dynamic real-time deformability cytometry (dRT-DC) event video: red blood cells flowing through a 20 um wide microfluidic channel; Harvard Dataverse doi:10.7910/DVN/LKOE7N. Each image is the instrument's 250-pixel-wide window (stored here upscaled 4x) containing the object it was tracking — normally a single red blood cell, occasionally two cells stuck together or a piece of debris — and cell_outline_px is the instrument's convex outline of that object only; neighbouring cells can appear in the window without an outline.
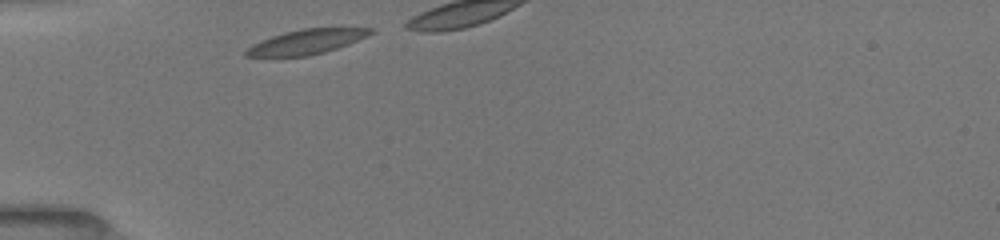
{"species": "common noctule bat (a hibernating species)", "species_latin": "Nyctalus noctula", "temperature_condition": "room temperature", "stored_images_in_passage": 7, "camera_frame_rate_fps": 3000, "um_per_image_px": 0.085, "animal": {"sex": "female", "body_mass_g": 19.5, "forearm_length_mm": 54.1}, "frame": {"image": 1, "passage_image": 1, "time_ms": 0.0, "image_size_px": [1000, 240], "cell_outline_px": [[344, 28], [328, 48], [316, 52], [292, 56], [264, 56], [256, 52], [256, 48], [260, 44], [268, 40], [292, 32], [312, 28]], "centroid_in_image_um": [25.46, 3.61], "position_along_channel_um": 59.5, "area_um2": 11.73}}
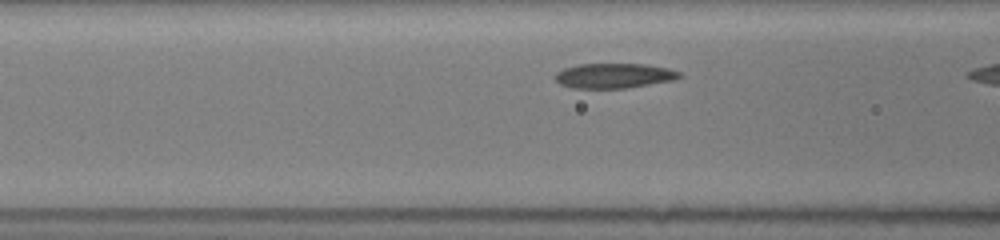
{"frame": {"image": 2, "passage_image": 6, "time_ms": 1.667, "image_size_px": [1000, 240], "cell_outline_px": [[676, 76], [660, 80], [636, 84], [608, 88], [596, 88], [568, 84], [560, 80], [556, 76], [572, 68], [592, 64], [628, 64], [656, 68], [672, 72]], "centroid_in_image_um": [52.06, 6.41], "position_along_channel_um": 114.5, "area_um2": 14.57}}